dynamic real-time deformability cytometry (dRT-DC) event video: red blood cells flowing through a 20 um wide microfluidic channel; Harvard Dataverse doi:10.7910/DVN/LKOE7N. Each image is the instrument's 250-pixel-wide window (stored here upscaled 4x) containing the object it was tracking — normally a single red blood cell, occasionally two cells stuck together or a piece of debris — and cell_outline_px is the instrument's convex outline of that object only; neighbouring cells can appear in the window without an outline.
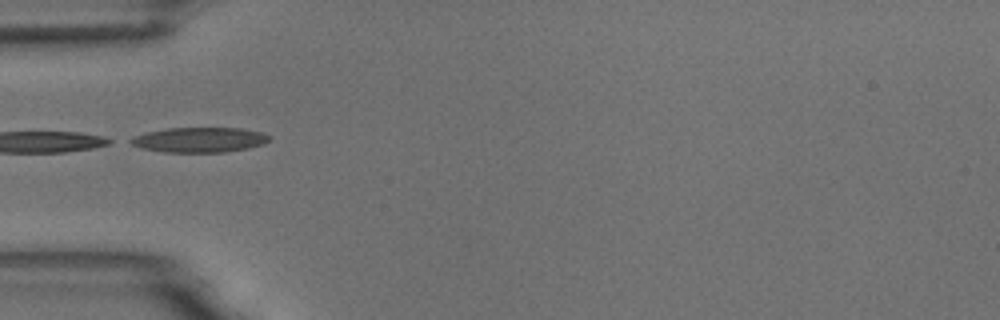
{"species": "common noctule bat (a hibernating species)", "species_latin": "Nyctalus noctula", "temperature_condition": "room temperature", "stored_images_in_passage": 7, "camera_frame_rate_fps": 3000, "um_per_image_px": 0.085, "animal": {"sex": "male", "body_mass_g": 18.8}, "frame": {"image": 1, "passage_image": 5, "time_ms": 4.667, "image_size_px": [1000, 320], "cell_outline_px": [[272, 136], [264, 144], [248, 148], [224, 152], [164, 152], [140, 148], [124, 140], [132, 136], [148, 132], [168, 128], [240, 128], [260, 132]], "centroid_in_image_um": [16.9, 11.88], "position_along_channel_um": 68.1, "area_um2": 20.29}}